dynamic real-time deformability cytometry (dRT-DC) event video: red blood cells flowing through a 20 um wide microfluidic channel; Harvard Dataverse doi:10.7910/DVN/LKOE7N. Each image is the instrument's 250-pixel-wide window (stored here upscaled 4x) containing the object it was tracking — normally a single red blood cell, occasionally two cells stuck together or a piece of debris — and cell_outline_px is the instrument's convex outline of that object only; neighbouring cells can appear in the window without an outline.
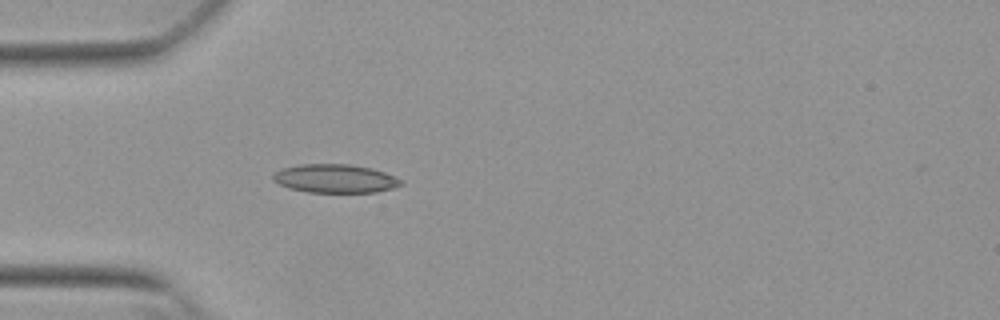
{"species": "Egyptian fruit bat (a non-hibernating species)", "species_latin": "Rousettus aegyptiacus", "temperature_condition": "warm", "stored_images_in_passage": 39, "camera_frame_rate_fps": 3000, "um_per_image_px": 0.085, "animal": {"sex": "female"}, "frame": {"image": 1, "passage_image": 1, "time_ms": 0.0, "image_size_px": [1000, 320], "cell_outline_px": [[404, 184], [392, 188], [376, 192], [308, 192], [288, 188], [272, 180], [272, 172], [280, 168], [300, 164], [348, 164], [372, 168], [384, 172], [400, 180]], "centroid_in_image_um": [28.42, 15.17], "position_along_channel_um": 56.6, "area_um2": 21.33}}
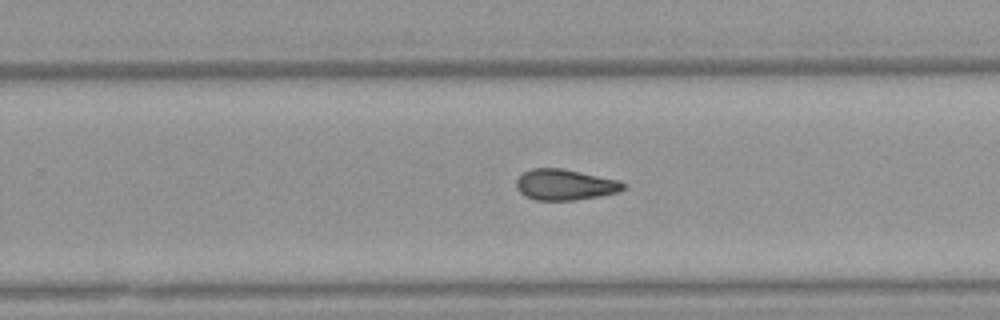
{"frame": {"image": 2, "passage_image": 19, "time_ms": 6.0, "image_size_px": [1000, 320], "cell_outline_px": [[628, 188], [620, 192], [600, 196], [576, 200], [536, 200], [524, 196], [516, 188], [516, 180], [524, 172], [532, 168], [560, 168], [580, 172], [616, 180], [628, 184]], "centroid_in_image_um": [48.04, 15.71], "position_along_channel_um": 281.8, "area_um2": 19.31}}
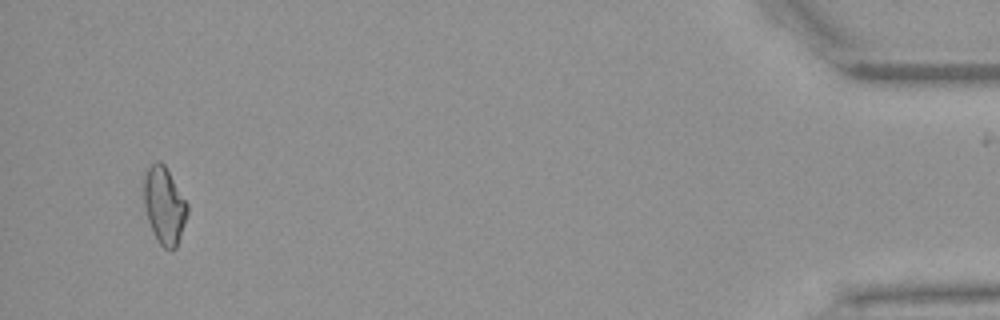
{"frame": {"image": 3, "passage_image": 36, "time_ms": 11.667, "image_size_px": [1000, 320], "cell_outline_px": [[188, 212], [176, 248], [172, 252], [164, 248], [160, 244], [148, 220], [144, 204], [144, 172], [156, 160], [160, 160], [164, 164], [188, 204]], "centroid_in_image_um": [13.96, 17.45], "position_along_channel_um": 421.2, "area_um2": 19.36}, "authors_computed_cell_mechanics": {"area_um2": 19.3052, "velocity_mm_per_s": 3.8572, "shape_relaxation_time_tau1_ms": null, "shape_relaxation_time_tau2_ms": 4.621, "deformation_change_tau1": null, "deformation_change_tau2": 0.1286}}